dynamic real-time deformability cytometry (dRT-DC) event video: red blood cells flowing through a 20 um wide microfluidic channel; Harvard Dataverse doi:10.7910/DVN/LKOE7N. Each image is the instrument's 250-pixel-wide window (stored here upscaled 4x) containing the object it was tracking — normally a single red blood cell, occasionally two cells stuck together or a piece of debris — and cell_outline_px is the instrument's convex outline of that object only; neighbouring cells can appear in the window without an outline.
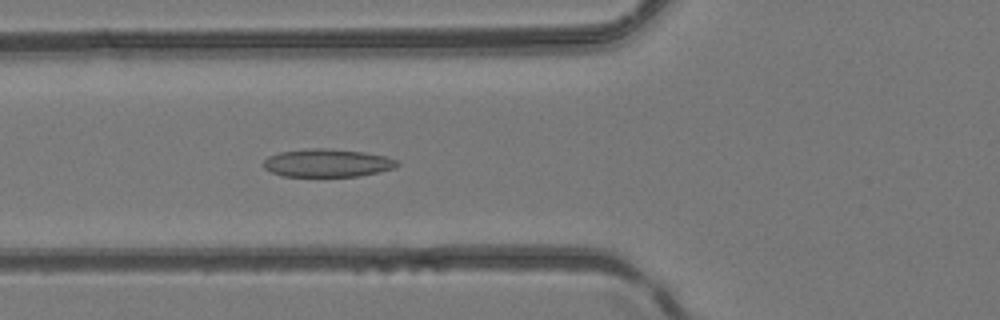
{"species": "common noctule bat (a hibernating species)", "species_latin": "Nyctalus noctula", "temperature_condition": "room temperature", "stored_images_in_passage": 50, "camera_frame_rate_fps": 3000, "um_per_image_px": 0.085, "animal": {"sex": "female", "body_mass_g": 24.6, "forearm_length_mm": 56.2}, "frame": {"image": 1, "passage_image": 19, "time_ms": 6.0, "image_size_px": [1000, 320], "cell_outline_px": [[400, 164], [396, 168], [360, 176], [284, 176], [272, 172], [264, 168], [264, 160], [268, 156], [280, 152], [308, 148], [324, 148], [360, 152], [384, 156], [396, 160]], "centroid_in_image_um": [27.82, 13.85], "position_along_channel_um": 98.0, "area_um2": 21.62}}
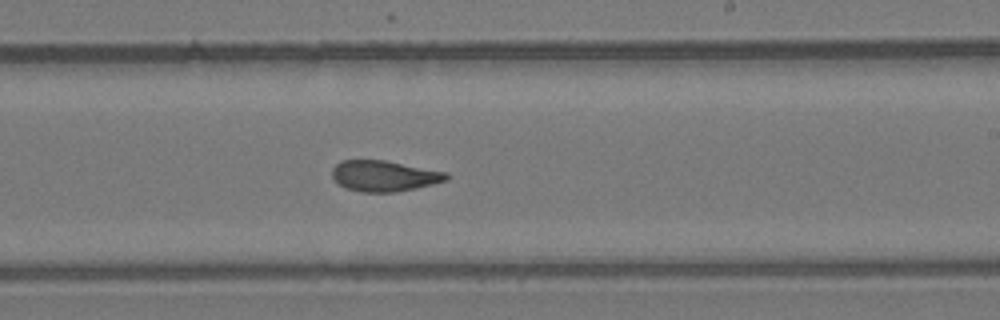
{"frame": {"image": 2, "passage_image": 30, "time_ms": 9.667, "image_size_px": [1000, 320], "cell_outline_px": [[448, 180], [416, 188], [396, 192], [360, 192], [348, 188], [340, 184], [332, 176], [332, 168], [340, 160], [384, 160], [448, 172]], "centroid_in_image_um": [32.67, 14.95], "position_along_channel_um": 256.3, "area_um2": 20.46}}
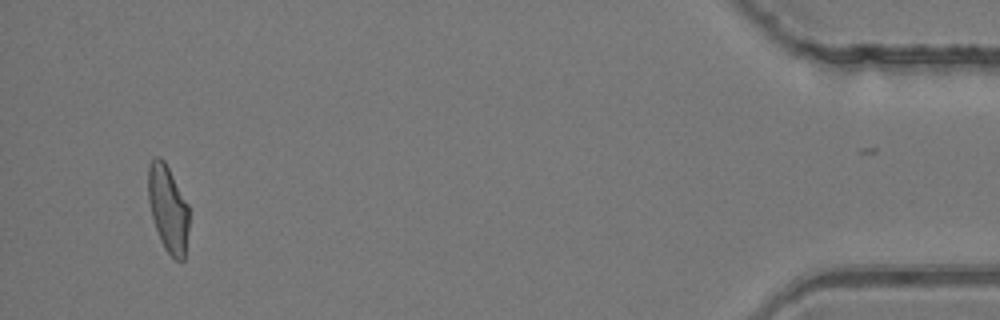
{"frame": {"image": 3, "passage_image": 47, "time_ms": 15.333, "image_size_px": [1000, 320], "cell_outline_px": [[188, 228], [184, 260], [176, 260], [164, 248], [160, 240], [152, 216], [148, 200], [148, 164], [156, 156], [160, 156], [164, 160], [188, 204]], "centroid_in_image_um": [14.27, 17.71], "position_along_channel_um": 420.9, "area_um2": 20.46}}